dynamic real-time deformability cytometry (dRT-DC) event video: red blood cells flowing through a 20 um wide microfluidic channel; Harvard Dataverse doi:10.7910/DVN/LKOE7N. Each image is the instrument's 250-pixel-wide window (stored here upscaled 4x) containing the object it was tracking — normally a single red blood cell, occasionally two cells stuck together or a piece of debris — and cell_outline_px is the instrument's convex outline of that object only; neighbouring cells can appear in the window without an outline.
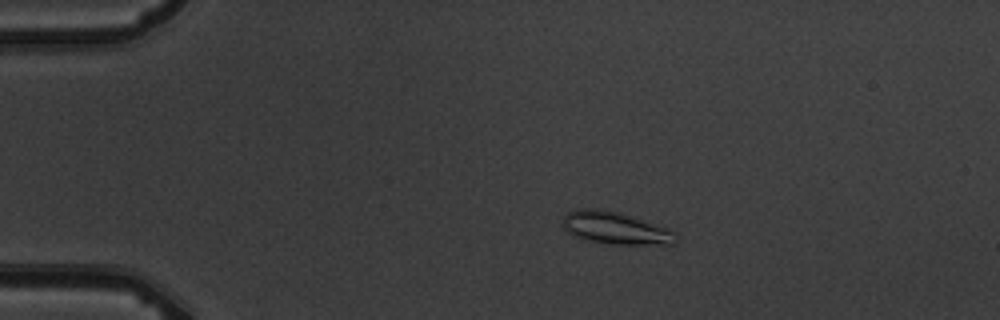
{"species": "common noctule bat (a hibernating species)", "species_latin": "Nyctalus noctula", "temperature_condition": "warm", "stored_images_in_passage": 9, "camera_frame_rate_fps": 3000, "um_per_image_px": 0.085, "animal": {"sex": "male", "body_mass_g": 19.5, "forearm_length_mm": 54.6}, "frame": {"image": 1, "passage_image": 3, "time_ms": 2.333, "image_size_px": [1000, 320], "cell_outline_px": [[676, 244], [608, 244], [584, 240], [572, 236], [560, 224], [564, 216], [568, 212], [576, 208], [596, 208], [616, 212], [668, 228], [676, 232]], "centroid_in_image_um": [52.24, 19.39], "position_along_channel_um": 32.8, "area_um2": 21.39}}
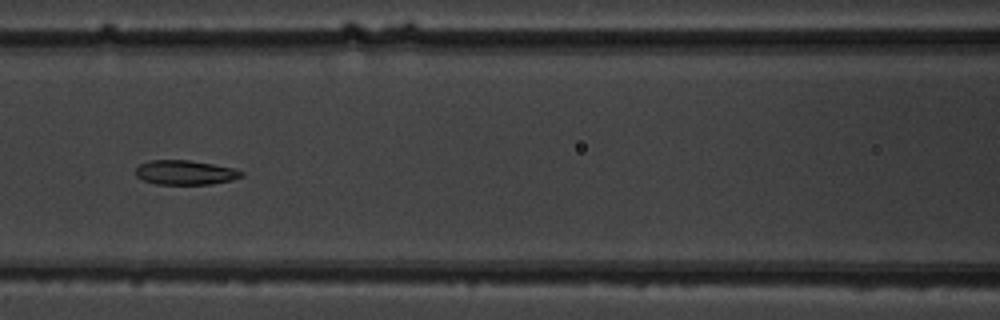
{"frame": {"image": 2, "passage_image": 7, "time_ms": 7.0, "image_size_px": [1000, 320], "cell_outline_px": [[244, 176], [232, 180], [212, 184], [156, 184], [144, 180], [136, 176], [136, 168], [140, 164], [152, 160], [188, 160], [236, 168], [244, 172]], "centroid_in_image_um": [15.79, 14.66], "position_along_channel_um": 150.8, "area_um2": 15.09}}
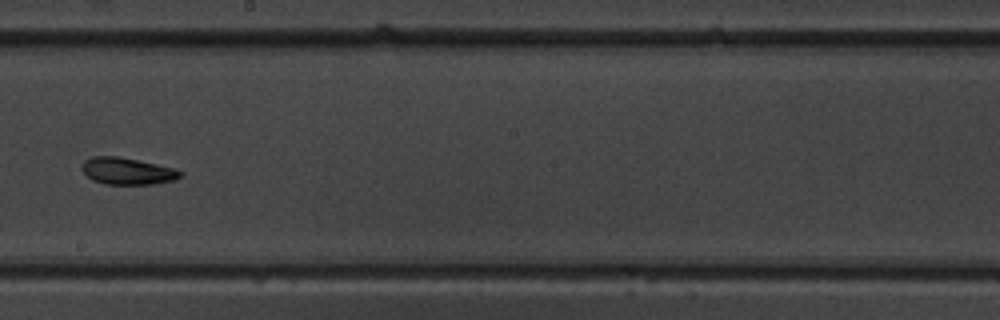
{"frame": {"image": 3, "passage_image": 9, "time_ms": 9.333, "image_size_px": [1000, 320], "cell_outline_px": [[184, 172], [176, 180], [152, 184], [104, 184], [92, 180], [80, 168], [84, 160], [92, 156], [120, 156], [156, 164], [172, 168]], "centroid_in_image_um": [10.79, 14.54], "position_along_channel_um": 237.4, "area_um2": 15.43}}